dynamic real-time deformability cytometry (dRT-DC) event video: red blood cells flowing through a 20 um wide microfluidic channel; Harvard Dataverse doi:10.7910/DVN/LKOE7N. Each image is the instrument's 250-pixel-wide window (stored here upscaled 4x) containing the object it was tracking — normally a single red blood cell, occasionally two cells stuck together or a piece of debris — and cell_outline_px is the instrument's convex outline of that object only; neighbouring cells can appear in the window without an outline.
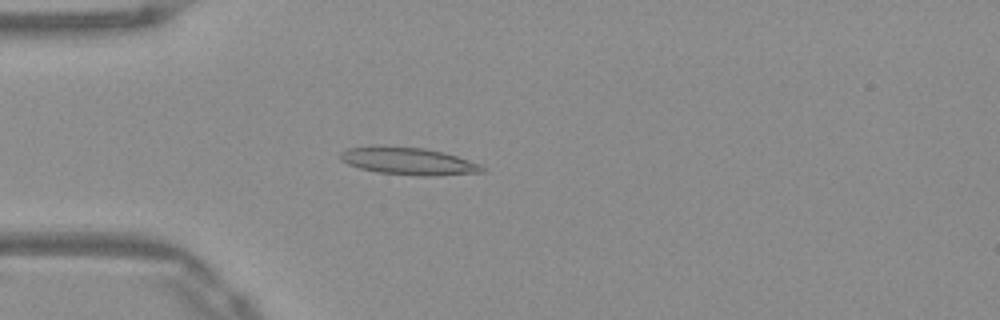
{"species": "Egyptian fruit bat (a non-hibernating species)", "species_latin": "Rousettus aegyptiacus", "temperature_condition": "warm", "stored_images_in_passage": 43, "camera_frame_rate_fps": 3000, "um_per_image_px": 0.085, "frame": {"image": 1, "passage_image": 6, "time_ms": 1.667, "image_size_px": [1000, 320], "cell_outline_px": [[488, 168], [484, 172], [432, 176], [420, 176], [380, 172], [360, 168], [348, 164], [340, 160], [340, 152], [348, 148], [372, 144], [376, 144], [424, 148], [444, 152], [480, 164]], "centroid_in_image_um": [34.69, 13.67], "position_along_channel_um": 50.3, "area_um2": 23.0}}
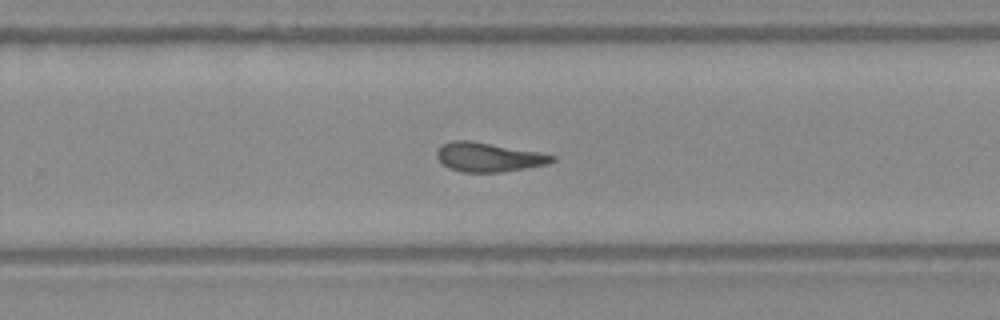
{"frame": {"image": 2, "passage_image": 25, "time_ms": 8.0, "image_size_px": [1000, 320], "cell_outline_px": [[556, 160], [548, 164], [500, 172], [460, 172], [448, 168], [436, 156], [436, 148], [440, 144], [452, 140], [468, 140], [536, 152], [556, 156]], "centroid_in_image_um": [41.46, 13.36], "position_along_channel_um": 288.3, "area_um2": 19.42}}
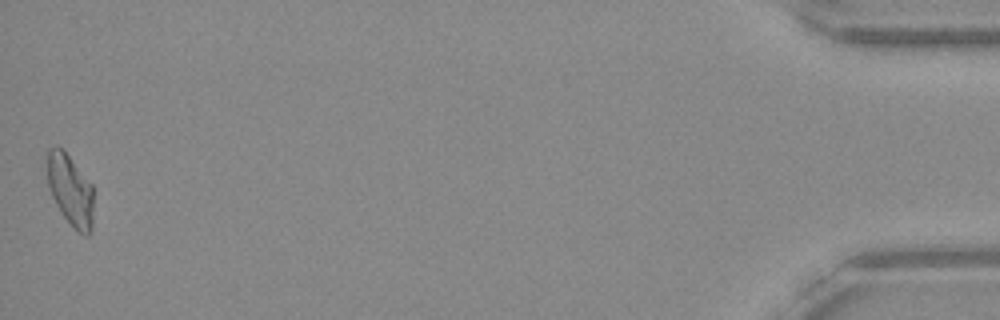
{"frame": {"image": 3, "passage_image": 43, "time_ms": 14.0, "image_size_px": [1000, 320], "cell_outline_px": [[92, 232], [88, 236], [84, 236], [60, 212], [52, 196], [48, 184], [48, 148], [56, 144], [68, 156], [92, 184]], "centroid_in_image_um": [5.98, 16.16], "position_along_channel_um": 429.2, "area_um2": 18.79}, "authors_computed_cell_mechanics": {"area_um2": 19.5942, "velocity_mm_per_s": 3.9258, "shape_relaxation_time_tau1_ms": null, "shape_relaxation_time_tau2_ms": 4.5854, "deformation_change_tau1": null, "deformation_change_tau2": 0.1488}}